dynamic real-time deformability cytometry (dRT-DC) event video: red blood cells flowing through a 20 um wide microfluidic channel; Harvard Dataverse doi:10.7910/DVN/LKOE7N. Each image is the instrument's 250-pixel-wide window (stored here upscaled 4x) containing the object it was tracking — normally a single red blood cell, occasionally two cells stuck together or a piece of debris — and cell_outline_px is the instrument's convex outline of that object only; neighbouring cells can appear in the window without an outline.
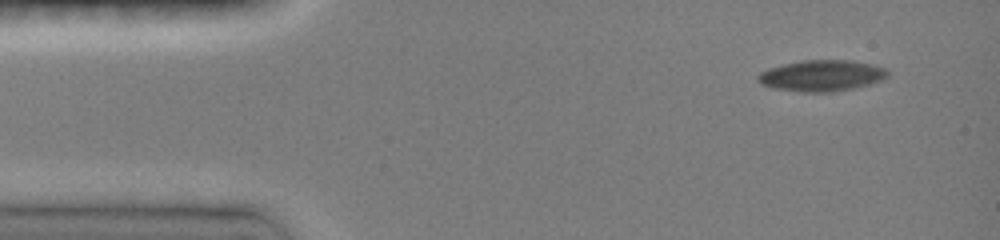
{"species": "common noctule bat (a hibernating species)", "species_latin": "Nyctalus noctula", "temperature_condition": "room temperature", "stored_images_in_passage": 31, "camera_frame_rate_fps": 3000, "um_per_image_px": 0.085, "animal": {"sex": "female", "body_mass_g": 19.0, "forearm_length_mm": 51.5}, "frame": {"image": 1, "passage_image": 1, "time_ms": 0.0, "image_size_px": [1000, 240], "cell_outline_px": [[888, 76], [884, 80], [872, 84], [832, 92], [800, 92], [776, 88], [760, 84], [756, 80], [756, 76], [760, 72], [768, 68], [780, 64], [800, 60], [852, 60], [872, 64], [888, 68]], "centroid_in_image_um": [69.85, 6.42], "position_along_channel_um": 15.2, "area_um2": 23.99}}
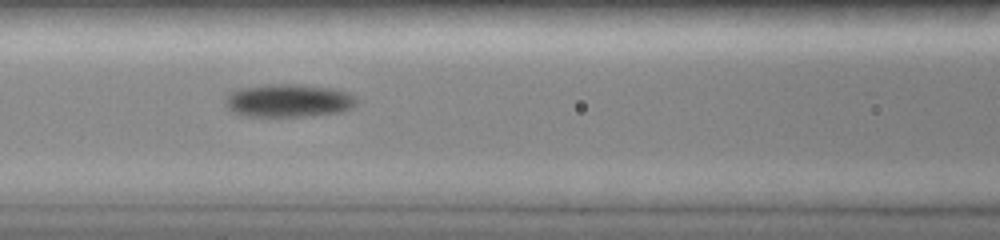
{"frame": {"image": 2, "passage_image": 12, "time_ms": 5.333, "image_size_px": [1000, 240], "cell_outline_px": [[356, 104], [352, 108], [340, 112], [308, 116], [244, 116], [232, 112], [224, 104], [224, 100], [228, 92], [236, 88], [272, 84], [300, 84], [328, 88], [348, 92], [356, 96]], "centroid_in_image_um": [24.47, 8.55], "position_along_channel_um": 142.1, "area_um2": 25.55}}
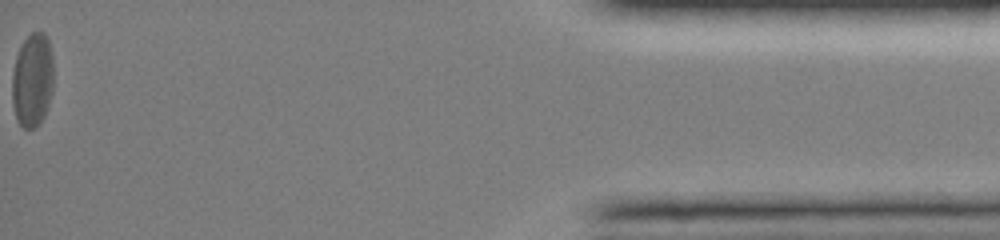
{"frame": {"image": 3, "passage_image": 31, "time_ms": 14.667, "image_size_px": [1000, 240], "cell_outline_px": [[52, 92], [44, 116], [32, 128], [24, 128], [16, 120], [12, 104], [12, 72], [16, 56], [24, 40], [32, 32], [44, 32], [48, 36], [52, 56]], "centroid_in_image_um": [2.74, 6.78], "position_along_channel_um": 432.5, "area_um2": 22.6}, "authors_computed_cell_mechanics": {"area_um2": 23.3512, "velocity_mm_per_s": 3.9932, "shape_relaxation_time_tau1_ms": 3.4504, "shape_relaxation_time_tau2_ms": 5.4799, "deformation_change_tau1": 0.0656, "deformation_change_tau2": 0.0668}}